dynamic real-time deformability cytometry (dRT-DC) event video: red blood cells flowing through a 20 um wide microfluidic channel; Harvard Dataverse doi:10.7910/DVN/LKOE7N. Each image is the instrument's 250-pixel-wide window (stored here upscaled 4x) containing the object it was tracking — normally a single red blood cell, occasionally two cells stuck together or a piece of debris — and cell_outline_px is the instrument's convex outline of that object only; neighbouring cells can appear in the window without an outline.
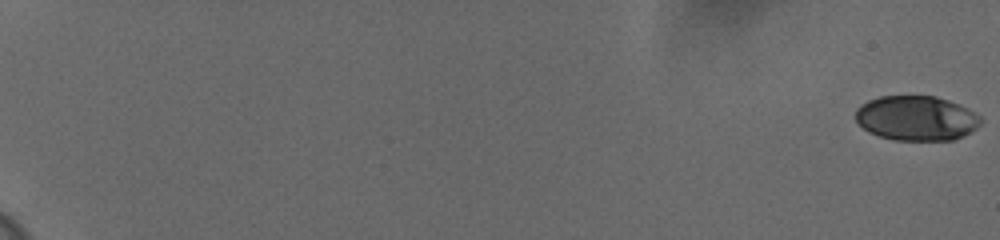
{"species": "human", "species_latin": "Homo sapiens", "temperature_condition": "cold", "stored_images_in_passage": 61, "camera_frame_rate_fps": 3000, "um_per_image_px": 0.085, "donor": {"sex": "female"}, "frame": {"image": 1, "passage_image": 1, "time_ms": 0.0, "image_size_px": [1000, 240], "cell_outline_px": [[984, 120], [972, 132], [952, 140], [892, 140], [868, 132], [856, 120], [856, 108], [860, 104], [868, 100], [880, 96], [936, 96], [948, 100], [968, 108], [980, 116]], "centroid_in_image_um": [77.9, 10.04], "position_along_channel_um": 7.1, "area_um2": 32.83}}
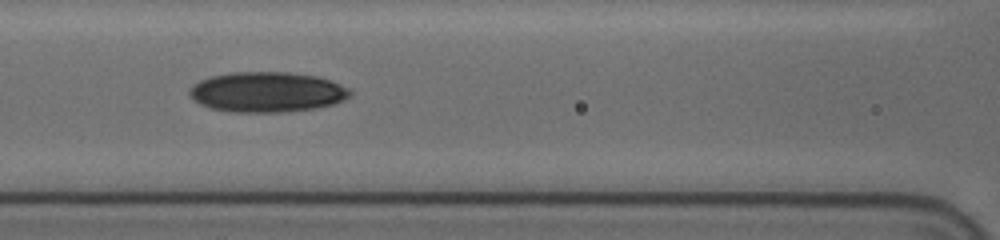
{"frame": {"image": 2, "passage_image": 32, "time_ms": 10.333, "image_size_px": [1000, 240], "cell_outline_px": [[352, 92], [344, 100], [332, 104], [316, 108], [280, 112], [232, 112], [212, 108], [200, 104], [192, 100], [188, 92], [192, 84], [200, 80], [212, 76], [232, 72], [288, 72], [316, 76], [332, 80], [348, 88]], "centroid_in_image_um": [22.67, 7.82], "position_along_channel_um": 143.9, "area_um2": 37.69}}
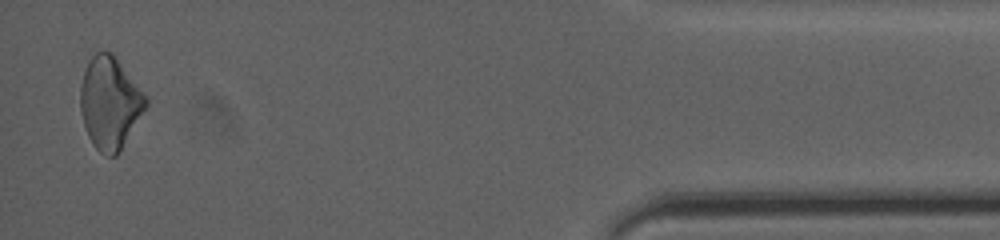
{"frame": {"image": 3, "passage_image": 60, "time_ms": 19.667, "image_size_px": [1000, 240], "cell_outline_px": [[148, 104], [116, 156], [108, 156], [100, 152], [92, 144], [88, 136], [80, 112], [80, 84], [88, 60], [96, 52], [112, 52], [148, 96]], "centroid_in_image_um": [9.33, 8.72], "position_along_channel_um": 425.9, "area_um2": 35.08}, "authors_computed_cell_mechanics": {"area_um2": 34.3332, "velocity_mm_per_s": 3.6444, "shape_relaxation_time_tau1_ms": 8.2041, "shape_relaxation_time_tau2_ms": null, "deformation_change_tau1": 0.1231, "deformation_change_tau2": null}}